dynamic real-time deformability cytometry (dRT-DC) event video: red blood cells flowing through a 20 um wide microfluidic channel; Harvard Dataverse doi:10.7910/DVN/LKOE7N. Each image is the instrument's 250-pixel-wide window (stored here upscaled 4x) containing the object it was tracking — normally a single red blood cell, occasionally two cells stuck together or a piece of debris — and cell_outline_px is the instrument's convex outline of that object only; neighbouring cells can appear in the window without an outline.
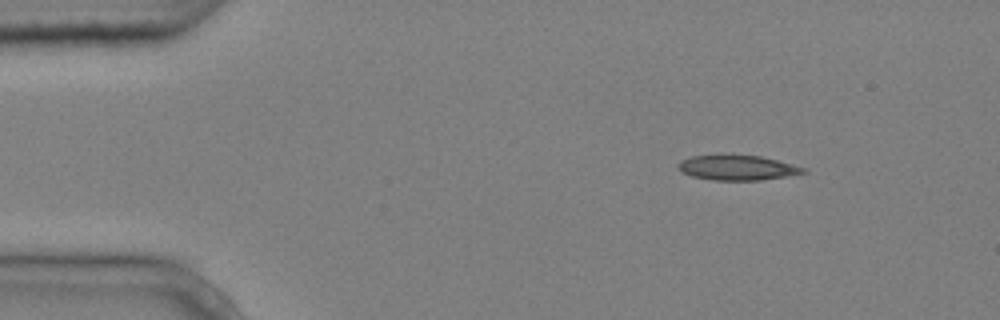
{"species": "common noctule bat (a hibernating species)", "species_latin": "Nyctalus noctula", "temperature_condition": "cold", "stored_images_in_passage": 4, "camera_frame_rate_fps": 3000, "um_per_image_px": 0.085, "animal": {"sex": "male", "body_mass_g": 20.4}, "frame": {"image": 1, "passage_image": 1, "time_ms": 0.0, "image_size_px": [1000, 320], "cell_outline_px": [[808, 172], [760, 180], [712, 180], [692, 176], [680, 172], [676, 164], [680, 160], [692, 156], [720, 152], [732, 152], [760, 156], [808, 168]], "centroid_in_image_um": [62.6, 14.2], "position_along_channel_um": 22.4, "area_um2": 19.07}}
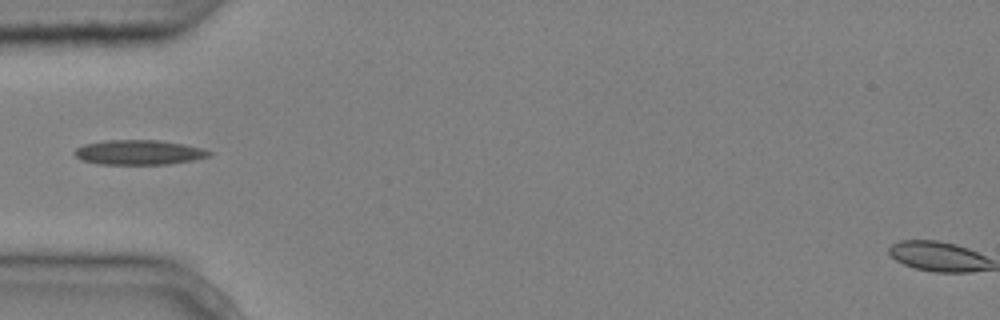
{"frame": {"image": 2, "passage_image": 4, "time_ms": 1.0, "image_size_px": [1000, 320], "cell_outline_px": [[212, 156], [192, 160], [168, 164], [100, 164], [84, 160], [76, 156], [72, 152], [76, 148], [84, 144], [104, 140], [160, 140], [184, 144], [204, 148], [212, 152]], "centroid_in_image_um": [11.83, 12.94], "position_along_channel_um": 73.2, "area_um2": 19.48}}